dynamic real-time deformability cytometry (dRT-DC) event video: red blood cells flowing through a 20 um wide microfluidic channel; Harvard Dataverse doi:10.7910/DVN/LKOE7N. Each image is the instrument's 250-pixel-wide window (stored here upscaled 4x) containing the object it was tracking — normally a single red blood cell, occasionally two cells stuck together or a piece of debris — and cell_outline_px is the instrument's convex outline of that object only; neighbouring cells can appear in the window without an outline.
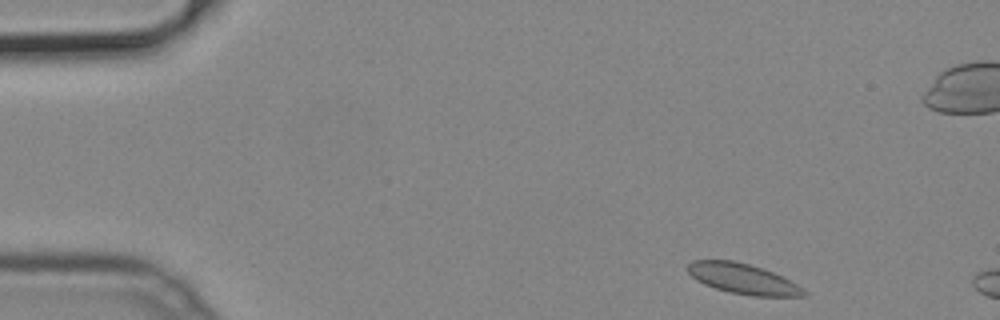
{"species": "common noctule bat (a hibernating species)", "species_latin": "Nyctalus noctula", "temperature_condition": "cold", "stored_images_in_passage": 11, "camera_frame_rate_fps": 3000, "um_per_image_px": 0.085, "animal": {"sex": "male", "body_mass_g": 19.2, "forearm_length_mm": 51.8}, "frame": {"image": 1, "passage_image": 1, "time_ms": 0.0, "image_size_px": [1000, 320], "cell_outline_px": [[808, 292], [804, 296], [752, 296], [728, 292], [704, 284], [696, 280], [688, 272], [688, 264], [692, 260], [732, 260], [764, 268], [804, 288]], "centroid_in_image_um": [63.14, 23.7], "position_along_channel_um": 21.9, "area_um2": 20.4}}